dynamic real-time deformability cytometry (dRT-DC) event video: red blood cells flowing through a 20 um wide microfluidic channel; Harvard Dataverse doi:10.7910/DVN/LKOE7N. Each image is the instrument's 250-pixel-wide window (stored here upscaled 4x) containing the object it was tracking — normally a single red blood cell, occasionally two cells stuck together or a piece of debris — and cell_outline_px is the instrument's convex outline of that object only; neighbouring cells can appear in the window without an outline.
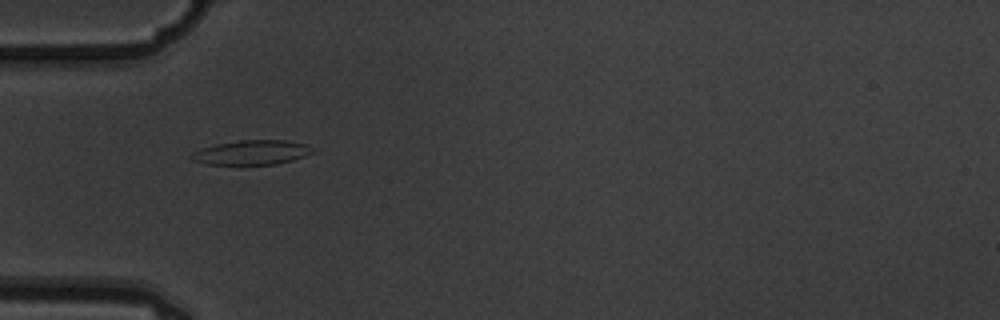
{"species": "common noctule bat (a hibernating species)", "species_latin": "Nyctalus noctula", "temperature_condition": "warm", "stored_images_in_passage": 2, "camera_frame_rate_fps": 3000, "um_per_image_px": 0.085, "animal": {"sex": "male", "body_mass_g": 19.5, "forearm_length_mm": 54.6}, "frame": {"image": 1, "passage_image": 1, "time_ms": 0.0, "image_size_px": [1000, 320], "cell_outline_px": [[316, 152], [292, 160], [276, 164], [208, 164], [192, 160], [192, 152], [216, 144], [240, 140], [284, 140], [304, 144], [312, 148]], "centroid_in_image_um": [21.43, 12.95], "position_along_channel_um": 63.6, "area_um2": 16.99}}